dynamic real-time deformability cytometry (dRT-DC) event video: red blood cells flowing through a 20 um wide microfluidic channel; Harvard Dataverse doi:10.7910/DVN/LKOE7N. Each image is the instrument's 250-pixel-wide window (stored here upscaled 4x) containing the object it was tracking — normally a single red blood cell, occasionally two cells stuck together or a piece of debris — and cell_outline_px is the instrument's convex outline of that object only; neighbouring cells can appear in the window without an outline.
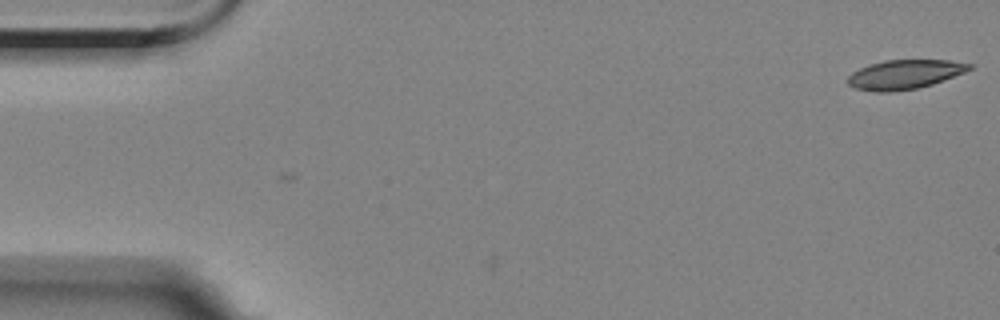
{"species": "Egyptian fruit bat (a non-hibernating species)", "species_latin": "Rousettus aegyptiacus", "temperature_condition": "room temperature", "stored_images_in_passage": 2, "camera_frame_rate_fps": 3000, "um_per_image_px": 0.085, "animal": {"sex": "female"}, "frame": {"image": 1, "passage_image": 2, "time_ms": 1.0, "image_size_px": [1000, 320], "cell_outline_px": [[972, 68], [964, 72], [932, 84], [916, 88], [892, 92], [876, 92], [856, 88], [848, 84], [848, 76], [852, 72], [868, 64], [884, 60], [948, 60], [972, 64]], "centroid_in_image_um": [76.86, 6.32], "position_along_channel_um": 8.1, "area_um2": 20.58}}